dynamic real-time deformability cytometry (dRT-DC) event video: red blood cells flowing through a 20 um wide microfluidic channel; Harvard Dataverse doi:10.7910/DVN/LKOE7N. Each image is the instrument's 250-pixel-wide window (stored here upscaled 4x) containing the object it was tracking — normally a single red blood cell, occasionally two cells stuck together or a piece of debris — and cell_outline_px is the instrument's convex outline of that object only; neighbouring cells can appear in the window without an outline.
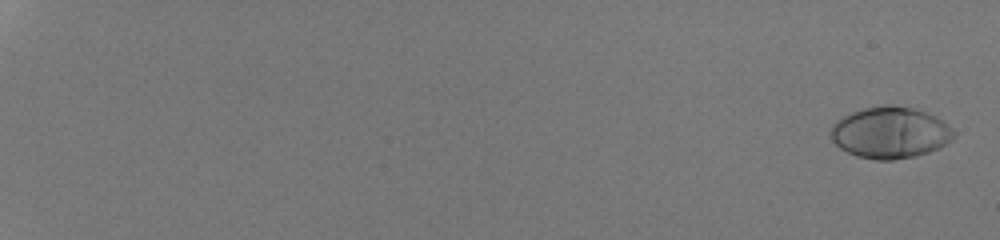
{"species": "human", "species_latin": "Homo sapiens", "temperature_condition": "room temperature", "stored_images_in_passage": 55, "camera_frame_rate_fps": 3000, "um_per_image_px": 0.085, "donor": {"sex": "male"}, "frame": {"image": 1, "passage_image": 2, "time_ms": 0.333, "image_size_px": [1000, 240], "cell_outline_px": [[956, 136], [952, 140], [940, 148], [916, 156], [892, 160], [876, 160], [856, 156], [840, 148], [828, 136], [828, 132], [832, 124], [836, 120], [852, 112], [864, 108], [884, 104], [896, 104], [912, 108], [936, 116], [948, 124], [956, 132]], "centroid_in_image_um": [75.66, 11.27], "position_along_channel_um": 9.3, "area_um2": 37.45}}
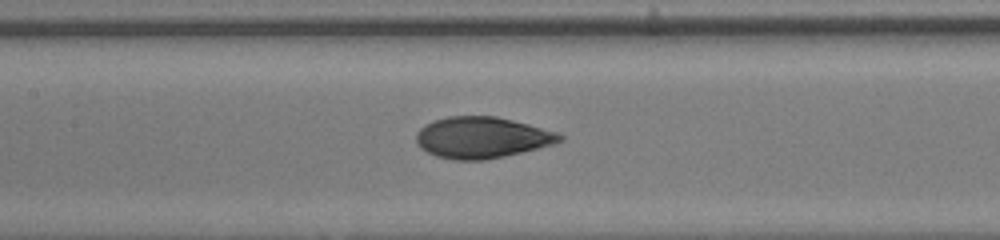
{"frame": {"image": 2, "passage_image": 32, "time_ms": 10.333, "image_size_px": [1000, 240], "cell_outline_px": [[564, 140], [556, 144], [504, 156], [484, 160], [456, 160], [436, 156], [420, 148], [416, 144], [416, 132], [424, 124], [432, 120], [448, 116], [496, 116], [528, 124], [556, 132], [564, 136]], "centroid_in_image_um": [40.94, 11.69], "position_along_channel_um": 166.5, "area_um2": 34.68}}
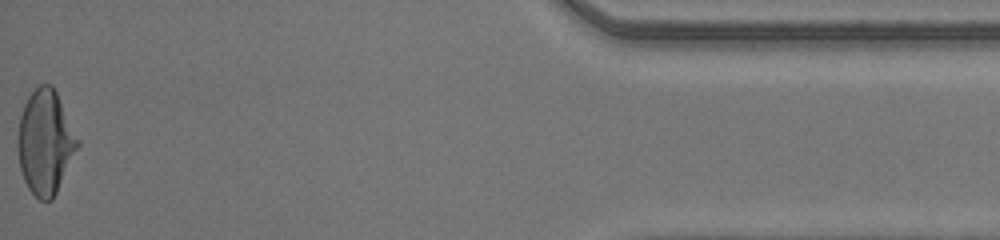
{"frame": {"image": 3, "passage_image": 55, "time_ms": 18.0, "image_size_px": [1000, 240], "cell_outline_px": [[80, 144], [52, 200], [40, 200], [28, 188], [24, 180], [20, 168], [16, 144], [16, 140], [20, 116], [24, 104], [28, 96], [40, 84], [52, 84], [80, 140]], "centroid_in_image_um": [3.84, 12.07], "position_along_channel_um": 431.4, "area_um2": 36.3}, "authors_computed_cell_mechanics": {"area_um2": 34.6222, "velocity_mm_per_s": 4.2746, "shape_relaxation_time_tau1_ms": 6.7634, "shape_relaxation_time_tau2_ms": null, "deformation_change_tau1": 0.2706, "deformation_change_tau2": null}}